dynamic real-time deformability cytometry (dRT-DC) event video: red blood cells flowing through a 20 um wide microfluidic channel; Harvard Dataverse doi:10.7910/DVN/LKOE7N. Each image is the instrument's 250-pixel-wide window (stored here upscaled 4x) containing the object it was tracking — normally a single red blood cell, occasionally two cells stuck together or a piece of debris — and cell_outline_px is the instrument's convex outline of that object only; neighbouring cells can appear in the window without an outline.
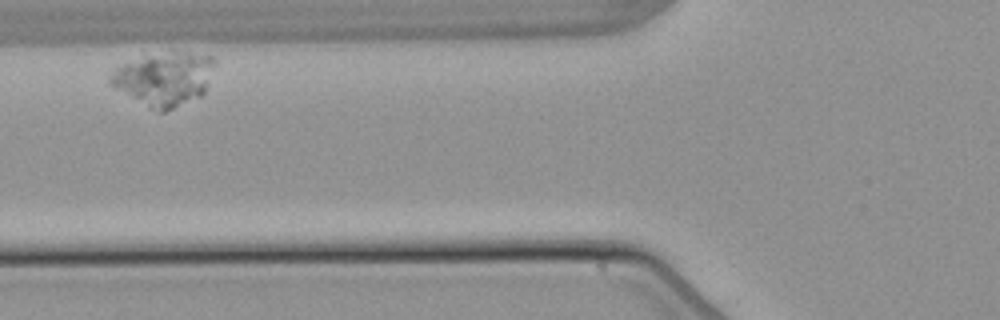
{"species": "common noctule bat (a hibernating species)", "species_latin": "Nyctalus noctula", "temperature_condition": "warm", "stored_images_in_passage": 4, "camera_frame_rate_fps": 3000, "um_per_image_px": 0.085, "animal": {"sex": "male", "body_mass_g": 21.5, "forearm_length_mm": 52.0}, "frame": {"image": 1, "passage_image": 2, "time_ms": 1.333, "image_size_px": [1000, 320], "cell_outline_px": [[216, 64], [204, 92], [200, 96], [164, 112], [160, 112], [148, 108], [108, 84], [108, 80], [112, 72], [120, 64], [144, 56], [172, 48], [212, 56], [216, 60]], "centroid_in_image_um": [13.96, 6.65], "position_along_channel_um": 111.8, "area_um2": 33.29}}